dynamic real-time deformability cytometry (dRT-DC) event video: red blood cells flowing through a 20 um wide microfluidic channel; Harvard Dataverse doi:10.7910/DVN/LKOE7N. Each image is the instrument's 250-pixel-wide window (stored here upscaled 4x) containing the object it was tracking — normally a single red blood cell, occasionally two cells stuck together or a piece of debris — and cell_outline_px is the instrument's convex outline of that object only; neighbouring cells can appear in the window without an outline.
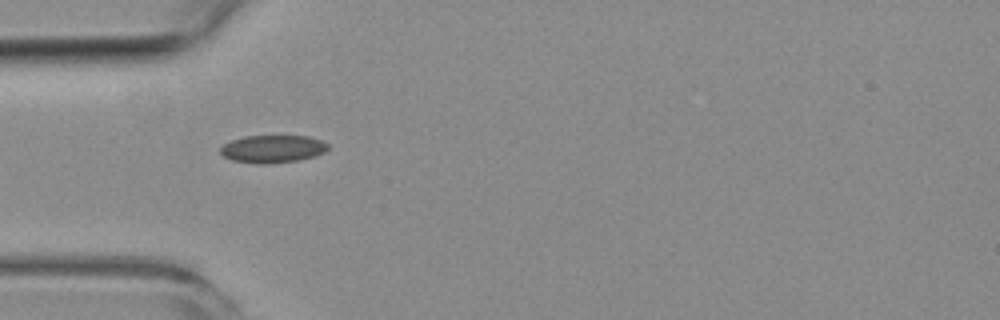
{"species": "common noctule bat (a hibernating species)", "species_latin": "Nyctalus noctula", "temperature_condition": "room temperature", "stored_images_in_passage": 2, "camera_frame_rate_fps": 3000, "um_per_image_px": 0.085, "animal": {"sex": "female", "body_mass_g": 19.3, "forearm_length_mm": 54.1}, "frame": {"image": 1, "passage_image": 1, "time_ms": 0.0, "image_size_px": [1000, 320], "cell_outline_px": [[328, 148], [324, 152], [312, 156], [296, 160], [264, 164], [256, 164], [232, 160], [224, 156], [220, 152], [220, 148], [224, 144], [232, 140], [244, 136], [308, 136], [320, 140], [328, 144]], "centroid_in_image_um": [23.14, 12.65], "position_along_channel_um": 61.9, "area_um2": 17.11}}
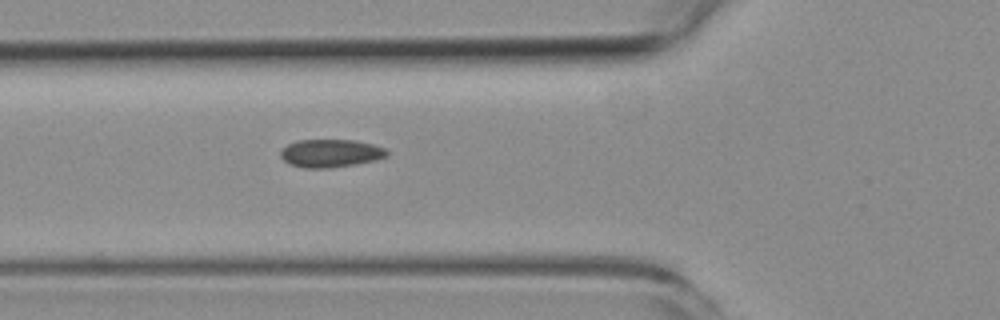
{"frame": {"image": 2, "passage_image": 2, "time_ms": 1.0, "image_size_px": [1000, 320], "cell_outline_px": [[388, 156], [376, 160], [356, 164], [328, 168], [304, 168], [288, 164], [280, 156], [280, 152], [288, 144], [296, 140], [356, 140], [372, 144], [384, 148], [388, 152]], "centroid_in_image_um": [28.09, 13.03], "position_along_channel_um": 97.7, "area_um2": 17.4}}